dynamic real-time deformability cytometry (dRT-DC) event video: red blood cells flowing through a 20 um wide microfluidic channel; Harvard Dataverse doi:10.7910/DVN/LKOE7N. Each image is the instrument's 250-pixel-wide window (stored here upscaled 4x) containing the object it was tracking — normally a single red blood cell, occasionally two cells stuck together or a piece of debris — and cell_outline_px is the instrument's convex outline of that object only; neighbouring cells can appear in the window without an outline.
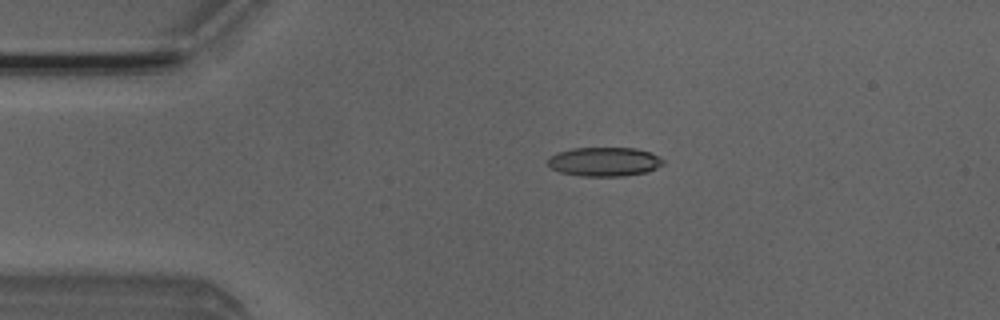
{"species": "Egyptian fruit bat (a non-hibernating species)", "species_latin": "Rousettus aegyptiacus", "temperature_condition": "room temperature", "stored_images_in_passage": 50, "camera_frame_rate_fps": 3000, "um_per_image_px": 0.085, "animal": {"sex": "male"}, "frame": {"image": 1, "passage_image": 10, "time_ms": 3.0, "image_size_px": [1000, 320], "cell_outline_px": [[664, 164], [648, 172], [624, 176], [580, 176], [560, 172], [552, 168], [548, 164], [548, 160], [552, 156], [560, 152], [572, 148], [636, 148], [648, 152], [664, 160]], "centroid_in_image_um": [51.39, 13.75], "position_along_channel_um": 33.6, "area_um2": 19.36}}
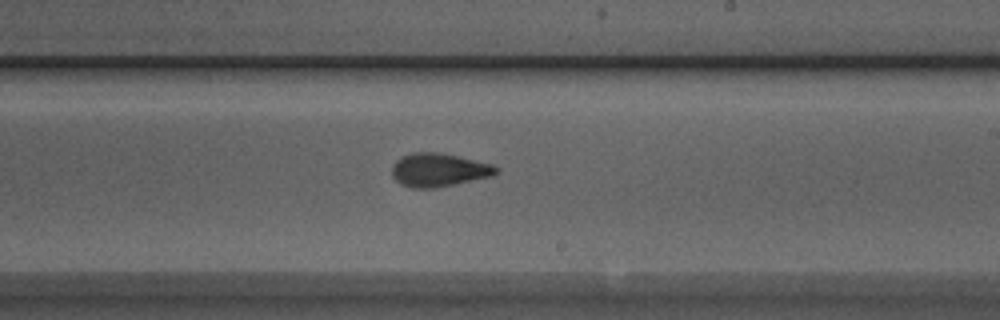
{"frame": {"image": 2, "passage_image": 29, "time_ms": 9.333, "image_size_px": [1000, 320], "cell_outline_px": [[500, 168], [492, 176], [432, 188], [412, 188], [400, 184], [392, 176], [392, 164], [400, 156], [412, 152], [436, 152], [456, 156], [492, 164]], "centroid_in_image_um": [37.24, 14.44], "position_along_channel_um": 251.8, "area_um2": 20.11}}
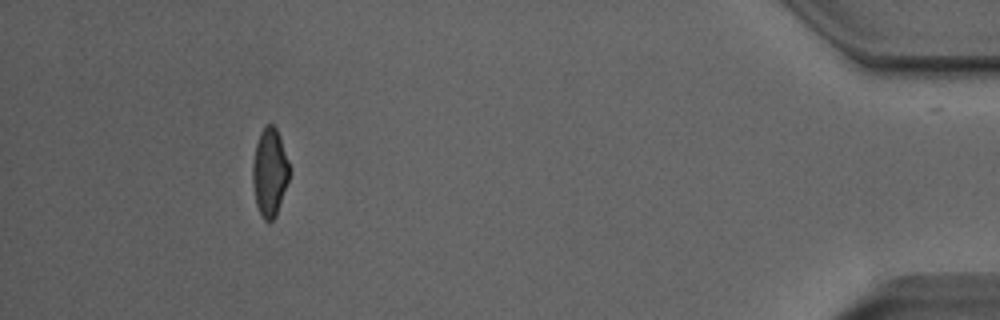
{"frame": {"image": 3, "passage_image": 46, "time_ms": 15.0, "image_size_px": [1000, 320], "cell_outline_px": [[288, 180], [276, 216], [272, 220], [264, 220], [256, 204], [252, 180], [252, 164], [256, 144], [260, 132], [268, 124], [272, 124], [276, 128], [280, 136], [288, 160]], "centroid_in_image_um": [22.91, 14.63], "position_along_channel_um": 412.3, "area_um2": 18.55}, "authors_computed_cell_mechanics": {"area_um2": 19.7965, "velocity_mm_per_s": 4.0464, "shape_relaxation_time_tau1_ms": 7.9141, "shape_relaxation_time_tau2_ms": 1.7561, "deformation_change_tau1": 0.2375, "deformation_change_tau2": 0.0776}}